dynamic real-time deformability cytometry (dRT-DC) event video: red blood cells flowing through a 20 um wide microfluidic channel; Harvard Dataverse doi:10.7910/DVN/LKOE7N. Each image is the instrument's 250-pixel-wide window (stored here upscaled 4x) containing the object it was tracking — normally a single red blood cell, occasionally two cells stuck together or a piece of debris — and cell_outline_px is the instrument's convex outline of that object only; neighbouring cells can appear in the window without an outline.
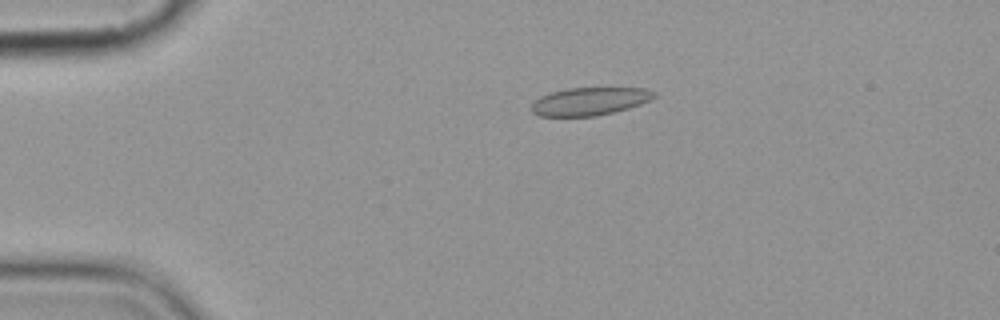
{"species": "common noctule bat (a hibernating species)", "species_latin": "Nyctalus noctula", "temperature_condition": "cold", "stored_images_in_passage": 5, "camera_frame_rate_fps": 3000, "um_per_image_px": 0.085, "animal": {"sex": "female", "body_mass_g": 19.9}, "frame": {"image": 1, "passage_image": 4, "time_ms": 3.333, "image_size_px": [1000, 320], "cell_outline_px": [[656, 96], [652, 100], [628, 108], [596, 116], [540, 116], [532, 112], [532, 104], [540, 96], [552, 92], [568, 88], [644, 88], [656, 92]], "centroid_in_image_um": [50.15, 8.61], "position_along_channel_um": 34.9, "area_um2": 19.83}}